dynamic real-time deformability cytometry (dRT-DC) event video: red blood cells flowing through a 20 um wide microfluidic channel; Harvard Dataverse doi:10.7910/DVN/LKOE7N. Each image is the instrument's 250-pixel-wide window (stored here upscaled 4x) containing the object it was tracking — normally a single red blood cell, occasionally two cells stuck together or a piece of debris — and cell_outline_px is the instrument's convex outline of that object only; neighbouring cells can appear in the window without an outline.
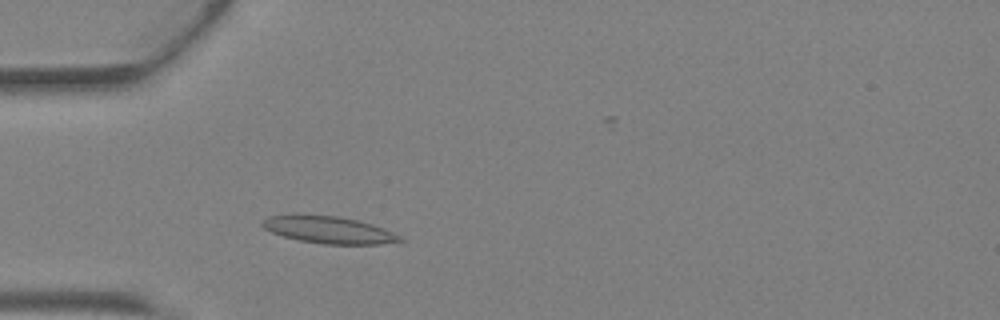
{"species": "Egyptian fruit bat (a non-hibernating species)", "species_latin": "Rousettus aegyptiacus", "temperature_condition": "warm", "stored_images_in_passage": 32, "camera_frame_rate_fps": 3000, "um_per_image_px": 0.085, "animal": {"sex": "female"}, "frame": {"image": 1, "passage_image": 6, "time_ms": 1.667, "image_size_px": [1000, 320], "cell_outline_px": [[404, 240], [380, 244], [324, 244], [300, 240], [284, 236], [272, 232], [264, 228], [260, 224], [268, 216], [296, 212], [336, 216], [356, 220], [372, 224], [392, 232], [400, 236]], "centroid_in_image_um": [27.86, 19.5], "position_along_channel_um": 57.1, "area_um2": 21.91}}
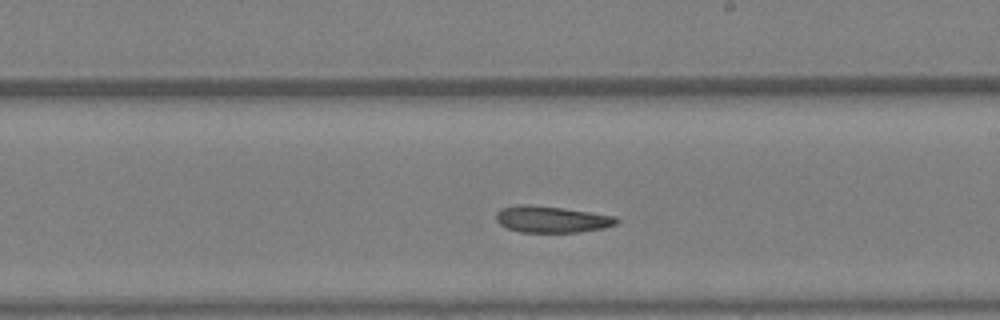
{"frame": {"image": 2, "passage_image": 18, "time_ms": 5.667, "image_size_px": [1000, 320], "cell_outline_px": [[620, 220], [616, 224], [604, 228], [580, 232], [520, 232], [508, 228], [500, 224], [496, 220], [496, 212], [500, 208], [520, 204], [528, 204], [560, 208], [616, 216]], "centroid_in_image_um": [46.88, 18.64], "position_along_channel_um": 242.1, "area_um2": 18.55}}
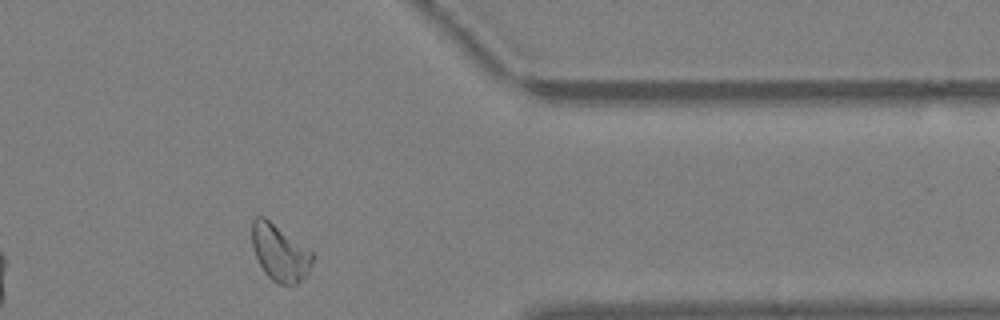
{"frame": {"image": 3, "passage_image": 28, "time_ms": 9.0, "image_size_px": [1000, 320], "cell_outline_px": [[312, 260], [308, 276], [296, 284], [280, 284], [272, 280], [264, 272], [252, 248], [252, 220], [256, 216], [264, 216], [312, 252]], "centroid_in_image_um": [23.77, 21.49], "position_along_channel_um": 387.6, "area_um2": 19.71}, "authors_computed_cell_mechanics": {"area_um2": 19.5075, "velocity_mm_per_s": 4.8, "shape_relaxation_time_tau1_ms": null, "shape_relaxation_time_tau2_ms": 4.0421, "deformation_change_tau1": null, "deformation_change_tau2": 0.0966}}